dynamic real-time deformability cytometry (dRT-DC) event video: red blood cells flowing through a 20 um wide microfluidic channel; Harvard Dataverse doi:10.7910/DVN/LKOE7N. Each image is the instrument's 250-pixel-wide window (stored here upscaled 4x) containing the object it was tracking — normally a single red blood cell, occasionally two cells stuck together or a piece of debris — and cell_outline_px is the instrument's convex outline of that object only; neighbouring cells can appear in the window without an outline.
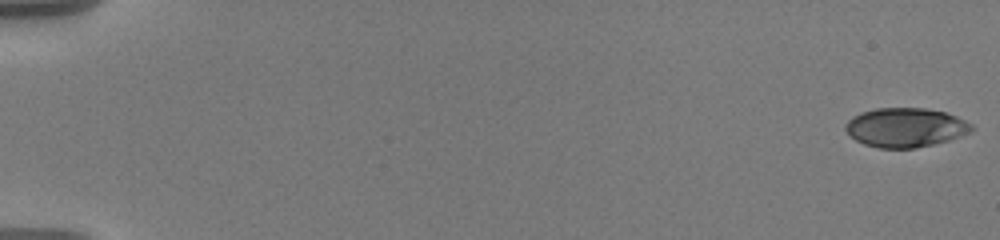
{"species": "human", "species_latin": "Homo sapiens", "temperature_condition": "warm", "stored_images_in_passage": 58, "camera_frame_rate_fps": 3000, "um_per_image_px": 0.085, "donor": {"sex": "male"}, "frame": {"image": 1, "passage_image": 1, "time_ms": 0.0, "image_size_px": [1000, 240], "cell_outline_px": [[976, 128], [972, 132], [948, 140], [916, 148], [880, 148], [864, 144], [856, 140], [844, 128], [844, 124], [852, 116], [860, 112], [876, 108], [924, 108], [944, 112], [956, 116], [972, 124]], "centroid_in_image_um": [76.96, 10.83], "position_along_channel_um": 8.0, "area_um2": 28.84}}
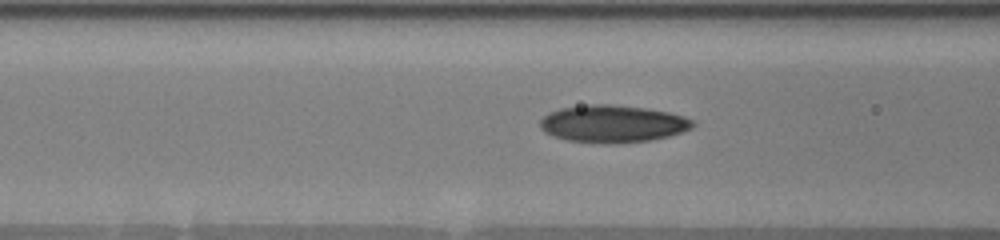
{"frame": {"image": 2, "passage_image": 25, "time_ms": 8.0, "image_size_px": [1000, 240], "cell_outline_px": [[696, 124], [692, 128], [668, 136], [648, 140], [604, 144], [568, 140], [544, 132], [540, 128], [540, 120], [548, 112], [560, 108], [588, 104], [608, 104], [648, 108], [668, 112], [684, 116], [692, 120]], "centroid_in_image_um": [52.06, 10.51], "position_along_channel_um": 114.5, "area_um2": 33.12}}
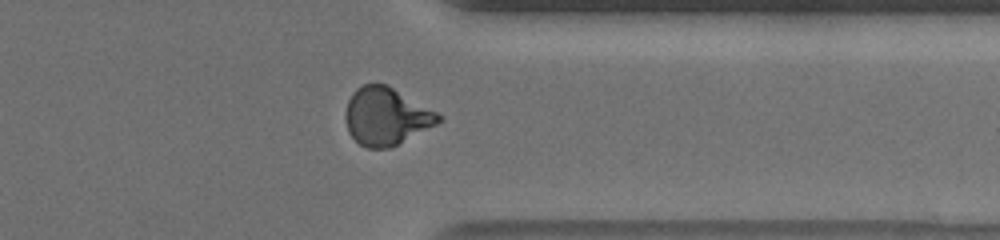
{"frame": {"image": 3, "passage_image": 47, "time_ms": 15.333, "image_size_px": [1000, 240], "cell_outline_px": [[444, 120], [388, 148], [368, 148], [360, 144], [348, 132], [344, 116], [348, 100], [352, 92], [356, 88], [364, 84], [388, 84], [444, 116]], "centroid_in_image_um": [32.81, 9.86], "position_along_channel_um": 378.6, "area_um2": 31.1}, "authors_computed_cell_mechanics": {"area_um2": 30.4895, "velocity_mm_per_s": 3.6186, "shape_relaxation_time_tau1_ms": 4.3471, "shape_relaxation_time_tau2_ms": 1.1666, "deformation_change_tau1": 0.191, "deformation_change_tau2": 0.0728}}